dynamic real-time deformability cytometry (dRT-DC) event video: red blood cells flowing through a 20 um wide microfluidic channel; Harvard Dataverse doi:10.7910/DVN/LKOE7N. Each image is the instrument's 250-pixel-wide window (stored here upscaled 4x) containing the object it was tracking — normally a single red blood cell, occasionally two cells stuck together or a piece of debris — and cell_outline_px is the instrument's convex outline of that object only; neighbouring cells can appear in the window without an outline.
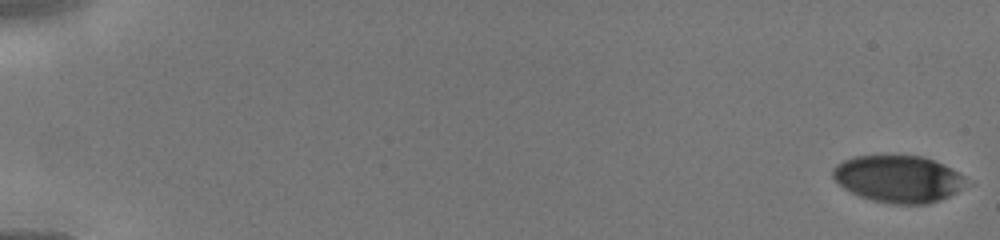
{"species": "human", "species_latin": "Homo sapiens", "temperature_condition": "cold", "stored_images_in_passage": 15, "camera_frame_rate_fps": 3000, "um_per_image_px": 0.085, "donor": {"sex": "male"}, "frame": {"image": 1, "passage_image": 1, "time_ms": 0.0, "image_size_px": [1000, 240], "cell_outline_px": [[964, 176], [960, 188], [956, 192], [940, 200], [924, 204], [892, 204], [872, 200], [860, 196], [844, 188], [832, 176], [832, 168], [836, 164], [852, 156], [924, 156], [944, 164], [960, 172]], "centroid_in_image_um": [76.32, 15.2], "position_along_channel_um": 8.7, "area_um2": 36.24}}
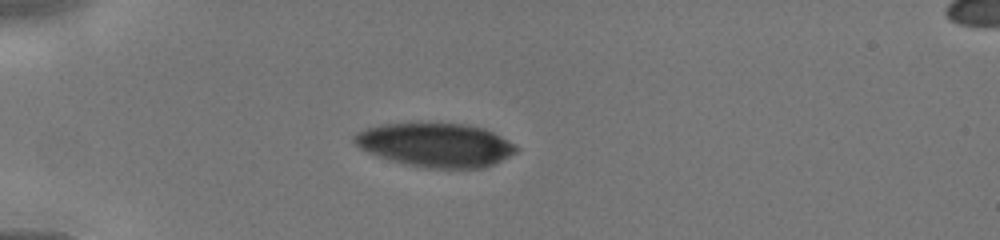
{"frame": {"image": 2, "passage_image": 11, "time_ms": 4.333, "image_size_px": [1000, 240], "cell_outline_px": [[520, 148], [516, 152], [484, 168], [424, 168], [404, 164], [388, 160], [368, 152], [360, 148], [352, 140], [352, 136], [356, 132], [364, 128], [380, 124], [464, 124], [484, 128], [516, 144]], "centroid_in_image_um": [36.99, 12.33], "position_along_channel_um": 48.0, "area_um2": 41.33}}
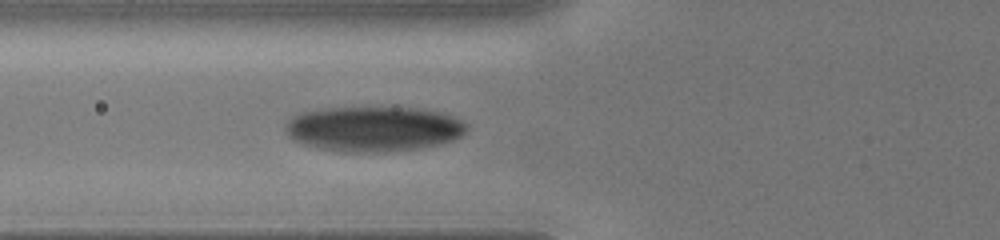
{"frame": {"image": 3, "passage_image": 15, "time_ms": 6.0, "image_size_px": [1000, 240], "cell_outline_px": [[468, 128], [460, 136], [452, 140], [440, 144], [420, 148], [380, 152], [344, 152], [316, 148], [292, 140], [288, 136], [284, 128], [284, 124], [292, 116], [304, 112], [324, 108], [416, 108], [440, 112], [452, 116], [468, 124]], "centroid_in_image_um": [31.72, 10.96], "position_along_channel_um": 94.1, "area_um2": 47.69}}